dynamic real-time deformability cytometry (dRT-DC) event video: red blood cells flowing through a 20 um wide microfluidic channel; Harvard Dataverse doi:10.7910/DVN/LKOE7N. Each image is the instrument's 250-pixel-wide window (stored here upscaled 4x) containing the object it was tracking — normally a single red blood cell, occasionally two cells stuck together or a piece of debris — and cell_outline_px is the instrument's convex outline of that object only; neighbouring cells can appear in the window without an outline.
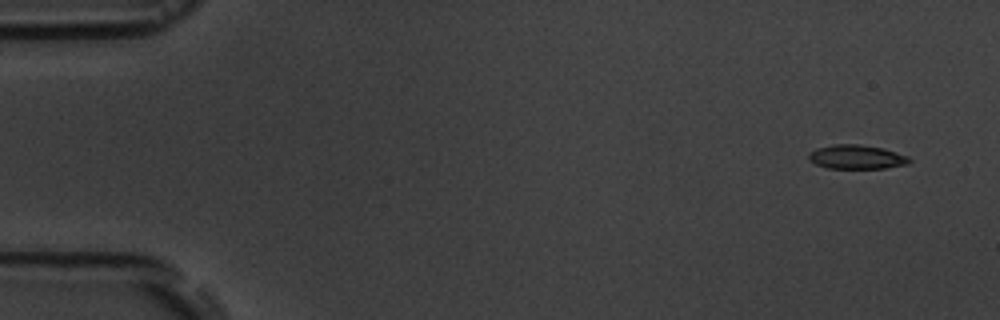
{"species": "common noctule bat (a hibernating species)", "species_latin": "Nyctalus noctula", "temperature_condition": "room temperature", "stored_images_in_passage": 5, "camera_frame_rate_fps": 3000, "um_per_image_px": 0.085, "animal": {"sex": "male", "body_mass_g": 19.5, "forearm_length_mm": 54.6}, "frame": {"image": 1, "passage_image": 1, "time_ms": 0.0, "image_size_px": [1000, 320], "cell_outline_px": [[912, 160], [908, 164], [884, 168], [828, 168], [816, 164], [808, 160], [808, 152], [816, 148], [832, 144], [860, 144], [884, 148], [908, 156]], "centroid_in_image_um": [72.79, 13.33], "position_along_channel_um": 12.2, "area_um2": 14.28}}
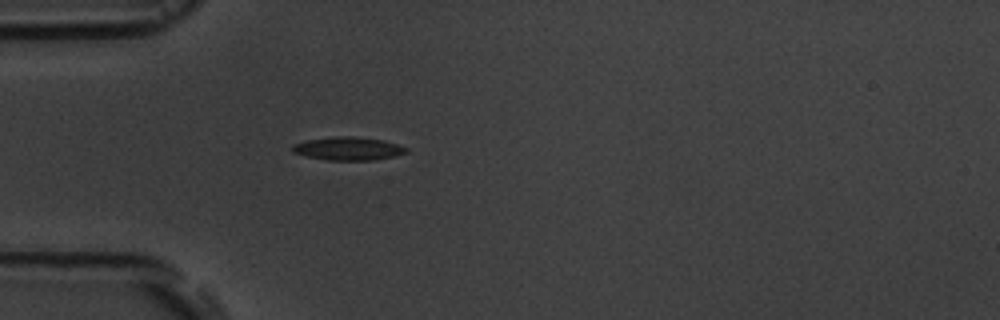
{"frame": {"image": 2, "passage_image": 5, "time_ms": 4.333, "image_size_px": [1000, 320], "cell_outline_px": [[408, 152], [392, 156], [372, 160], [328, 160], [308, 156], [292, 152], [292, 144], [304, 140], [336, 136], [352, 136], [384, 140], [408, 148]], "centroid_in_image_um": [29.56, 12.62], "position_along_channel_um": 55.4, "area_um2": 15.32}}